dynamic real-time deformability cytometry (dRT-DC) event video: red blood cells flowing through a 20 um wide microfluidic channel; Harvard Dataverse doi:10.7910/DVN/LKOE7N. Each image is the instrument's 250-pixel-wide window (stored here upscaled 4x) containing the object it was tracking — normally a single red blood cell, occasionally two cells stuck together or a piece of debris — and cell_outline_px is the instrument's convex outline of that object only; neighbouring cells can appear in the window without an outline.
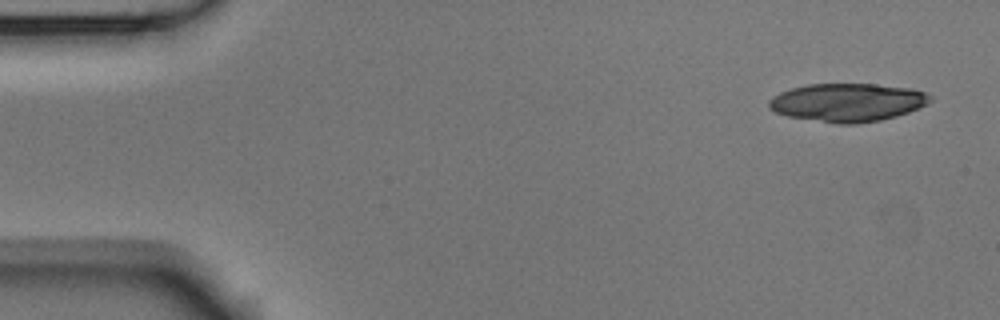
{"species": "Egyptian fruit bat (a non-hibernating species)", "species_latin": "Rousettus aegyptiacus", "temperature_condition": "room temperature", "stored_images_in_passage": 3, "camera_frame_rate_fps": 3000, "um_per_image_px": 0.085, "animal": {"sex": "male"}, "frame": {"image": 1, "passage_image": 1, "time_ms": 0.0, "image_size_px": [1000, 320], "cell_outline_px": [[932, 100], [908, 112], [896, 116], [880, 120], [856, 124], [840, 124], [788, 116], [776, 112], [768, 108], [768, 100], [772, 96], [780, 92], [792, 88], [808, 84], [876, 84], [912, 88], [924, 92], [932, 96]], "centroid_in_image_um": [72.02, 8.7], "position_along_channel_um": 13.0, "area_um2": 35.84}}